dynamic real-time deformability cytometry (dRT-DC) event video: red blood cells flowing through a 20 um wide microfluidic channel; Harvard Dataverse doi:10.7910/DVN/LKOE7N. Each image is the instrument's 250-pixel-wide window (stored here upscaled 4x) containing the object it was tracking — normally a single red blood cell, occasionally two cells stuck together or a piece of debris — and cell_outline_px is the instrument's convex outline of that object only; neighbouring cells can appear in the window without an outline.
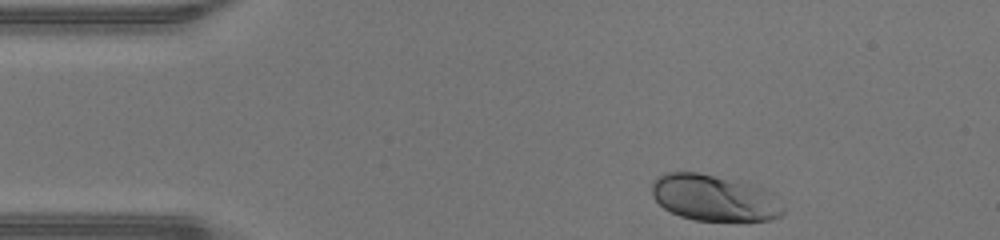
{"species": "human", "species_latin": "Homo sapiens", "temperature_condition": "warm", "stored_images_in_passage": 33, "camera_frame_rate_fps": 3000, "um_per_image_px": 0.085, "donor": {"sex": "male"}, "frame": {"image": 1, "passage_image": 1, "time_ms": 0.0, "image_size_px": [1000, 240], "cell_outline_px": [[784, 212], [780, 216], [772, 220], [696, 220], [680, 216], [664, 208], [652, 196], [652, 184], [664, 172], [696, 172], [760, 188], [784, 208]], "centroid_in_image_um": [60.61, 16.84], "position_along_channel_um": 24.4, "area_um2": 34.04}}
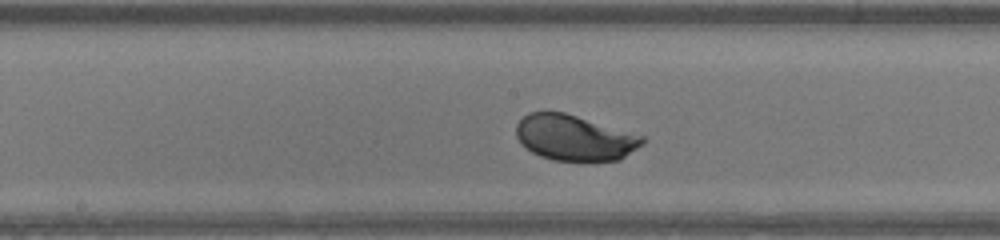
{"frame": {"image": 2, "passage_image": 18, "time_ms": 5.667, "image_size_px": [1000, 240], "cell_outline_px": [[644, 144], [620, 160], [552, 160], [540, 156], [532, 152], [516, 136], [516, 124], [528, 112], [564, 112], [644, 136]], "centroid_in_image_um": [48.84, 11.7], "position_along_channel_um": 199.4, "area_um2": 33.18}}
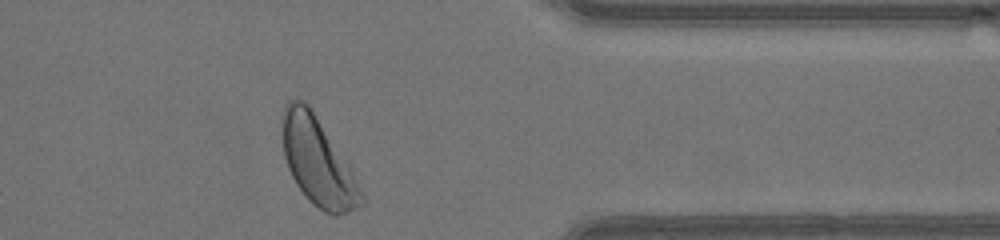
{"frame": {"image": 3, "passage_image": 32, "time_ms": 10.333, "image_size_px": [1000, 240], "cell_outline_px": [[364, 204], [348, 212], [336, 216], [332, 216], [324, 212], [312, 204], [308, 200], [296, 184], [288, 168], [284, 156], [280, 120], [280, 116], [284, 104], [288, 100], [296, 96], [304, 100], [308, 104], [348, 160], [352, 168], [364, 196]], "centroid_in_image_um": [27.0, 13.69], "position_along_channel_um": 384.4, "area_um2": 41.5}, "authors_computed_cell_mechanics": {"area_um2": 34.0442, "velocity_mm_per_s": 4.3266, "shape_relaxation_time_tau1_ms": 1.1944, "shape_relaxation_time_tau2_ms": null, "deformation_change_tau1": 0.1172, "deformation_change_tau2": null}}